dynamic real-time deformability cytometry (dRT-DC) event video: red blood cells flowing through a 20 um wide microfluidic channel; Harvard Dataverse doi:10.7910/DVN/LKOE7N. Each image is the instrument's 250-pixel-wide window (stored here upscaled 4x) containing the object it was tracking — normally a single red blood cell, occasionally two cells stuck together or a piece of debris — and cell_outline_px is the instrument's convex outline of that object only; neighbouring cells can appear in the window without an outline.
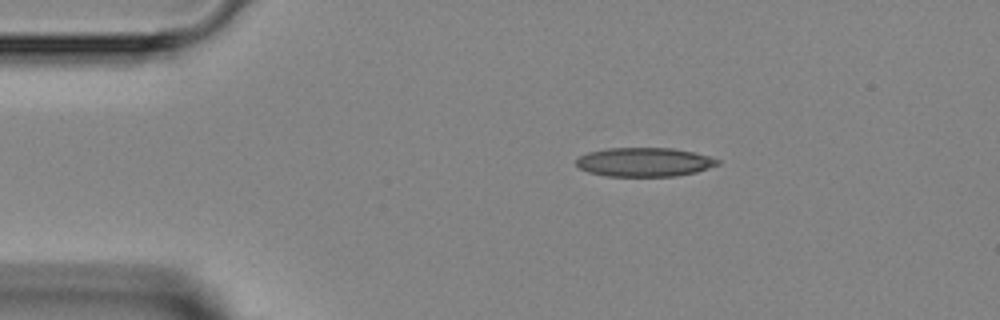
{"species": "Egyptian fruit bat (a non-hibernating species)", "species_latin": "Rousettus aegyptiacus", "temperature_condition": "room temperature", "stored_images_in_passage": 2, "camera_frame_rate_fps": 3000, "um_per_image_px": 0.085, "animal": {"sex": "female"}, "frame": {"image": 1, "passage_image": 1, "time_ms": 0.0, "image_size_px": [1000, 320], "cell_outline_px": [[720, 164], [696, 172], [676, 176], [604, 176], [588, 172], [580, 168], [576, 164], [576, 160], [580, 156], [588, 152], [608, 148], [672, 148], [692, 152], [708, 156], [720, 160]], "centroid_in_image_um": [54.76, 13.78], "position_along_channel_um": 30.2, "area_um2": 23.81}}